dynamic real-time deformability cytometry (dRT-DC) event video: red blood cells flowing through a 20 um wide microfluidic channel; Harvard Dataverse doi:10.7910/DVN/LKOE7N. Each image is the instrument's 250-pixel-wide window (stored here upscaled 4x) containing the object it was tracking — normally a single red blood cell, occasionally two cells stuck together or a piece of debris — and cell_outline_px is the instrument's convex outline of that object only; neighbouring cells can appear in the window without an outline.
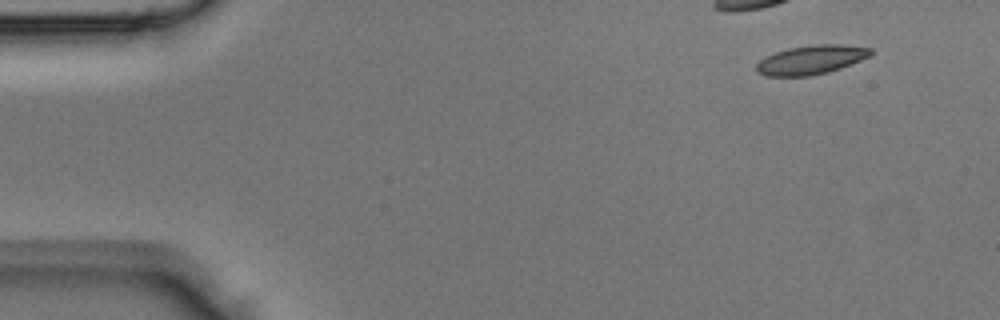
{"species": "Egyptian fruit bat (a non-hibernating species)", "species_latin": "Rousettus aegyptiacus", "temperature_condition": "room temperature", "stored_images_in_passage": 4, "camera_frame_rate_fps": 3000, "um_per_image_px": 0.085, "animal": {"sex": "male"}, "frame": {"image": 1, "passage_image": 1, "time_ms": 0.0, "image_size_px": [1000, 320], "cell_outline_px": [[872, 52], [868, 56], [860, 60], [840, 68], [828, 72], [812, 76], [764, 76], [756, 72], [756, 64], [760, 60], [776, 52], [788, 48], [812, 44], [844, 44], [872, 48]], "centroid_in_image_um": [68.92, 5.08], "position_along_channel_um": 16.1, "area_um2": 19.36}}